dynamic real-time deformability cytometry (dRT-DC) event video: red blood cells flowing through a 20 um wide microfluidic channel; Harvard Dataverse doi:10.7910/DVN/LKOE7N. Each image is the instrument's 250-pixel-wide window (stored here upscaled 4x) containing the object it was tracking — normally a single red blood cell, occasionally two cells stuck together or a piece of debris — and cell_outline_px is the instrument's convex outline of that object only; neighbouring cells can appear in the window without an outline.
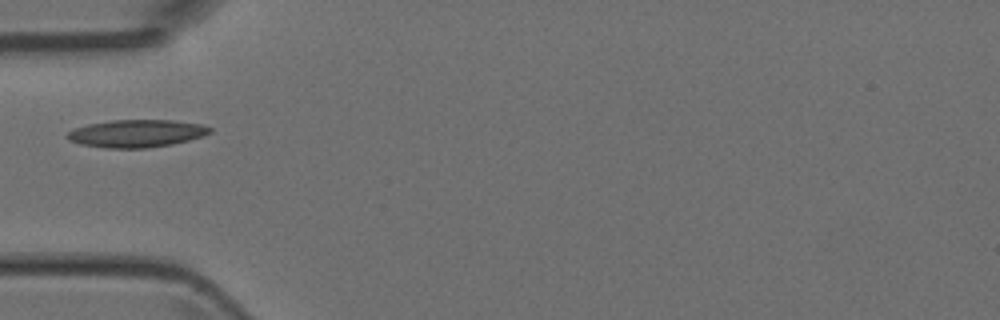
{"species": "Egyptian fruit bat (a non-hibernating species)", "species_latin": "Rousettus aegyptiacus", "temperature_condition": "room temperature", "stored_images_in_passage": 1, "camera_frame_rate_fps": 3000, "um_per_image_px": 0.085, "animal": {"sex": "female"}, "frame": {"image": 1, "passage_image": 1, "time_ms": 0.0, "image_size_px": [1000, 320], "cell_outline_px": [[212, 132], [204, 136], [172, 144], [148, 148], [104, 148], [80, 144], [68, 140], [64, 136], [68, 132], [76, 128], [88, 124], [112, 120], [172, 120], [204, 124], [212, 128]], "centroid_in_image_um": [11.62, 11.34], "position_along_channel_um": 73.4, "area_um2": 23.12}}